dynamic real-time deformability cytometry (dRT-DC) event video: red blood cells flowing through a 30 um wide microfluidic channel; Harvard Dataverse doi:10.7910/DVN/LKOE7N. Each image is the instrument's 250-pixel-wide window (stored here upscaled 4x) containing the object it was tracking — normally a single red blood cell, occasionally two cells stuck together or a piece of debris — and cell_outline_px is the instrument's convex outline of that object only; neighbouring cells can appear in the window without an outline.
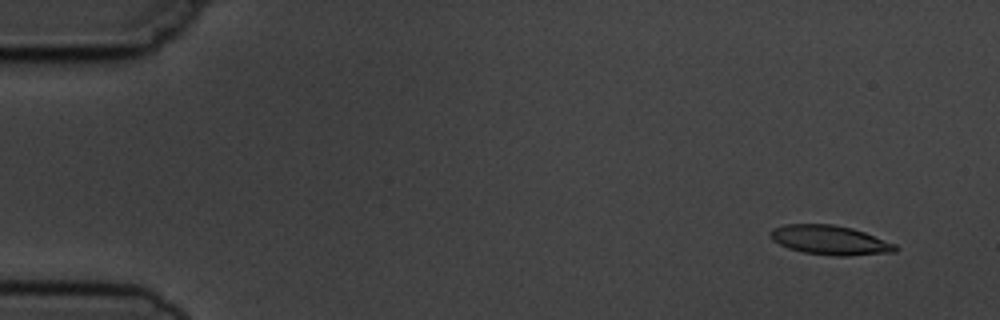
{"species": "common noctule bat (a hibernating species)", "species_latin": "Nyctalus noctula", "temperature_condition": "cold", "stored_images_in_passage": 8, "camera_frame_rate_fps": 3000, "um_per_image_px": 0.085, "animal": {"sex": "male", "body_mass_g": 19.5, "forearm_length_mm": 54.6}, "frame": {"image": 1, "passage_image": 1, "time_ms": 0.0, "image_size_px": [1000, 320], "cell_outline_px": [[896, 252], [848, 256], [832, 256], [804, 252], [788, 248], [772, 240], [768, 236], [768, 232], [772, 228], [788, 224], [832, 224], [852, 228], [864, 232], [896, 244]], "centroid_in_image_um": [70.52, 20.41], "position_along_channel_um": 14.5, "area_um2": 21.44}}
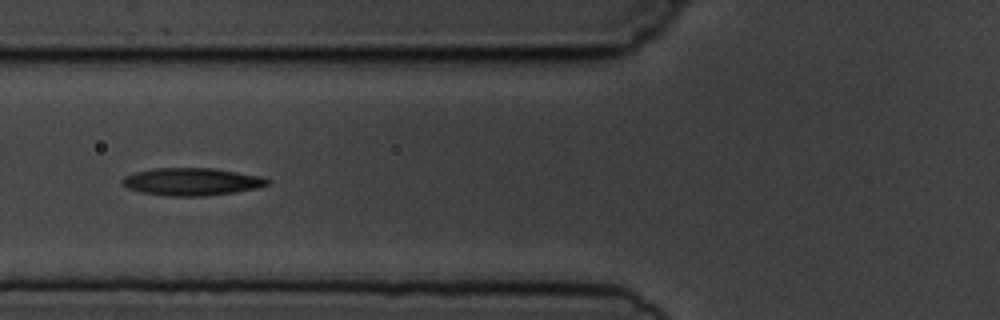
{"frame": {"image": 2, "passage_image": 6, "time_ms": 5.667, "image_size_px": [1000, 320], "cell_outline_px": [[268, 184], [260, 188], [204, 196], [168, 196], [140, 192], [128, 188], [120, 184], [120, 180], [124, 176], [136, 172], [152, 168], [216, 168], [260, 176], [268, 180]], "centroid_in_image_um": [16.25, 15.44], "position_along_channel_um": 109.6, "area_um2": 23.35}}
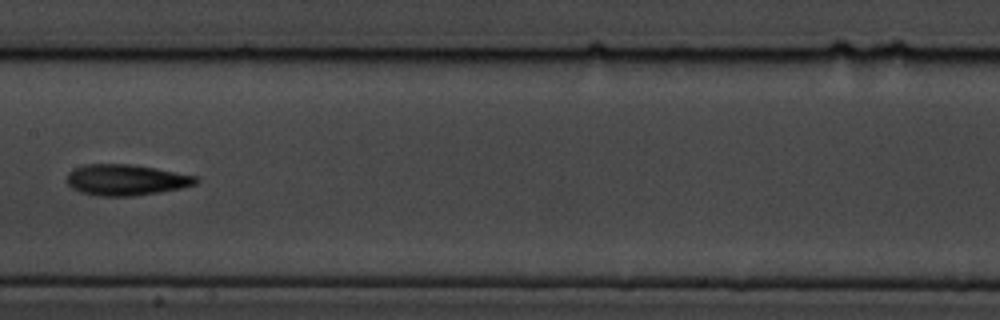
{"frame": {"image": 3, "passage_image": 8, "time_ms": 8.0, "image_size_px": [1000, 320], "cell_outline_px": [[200, 180], [196, 184], [180, 188], [160, 192], [132, 196], [96, 196], [80, 192], [72, 188], [68, 184], [68, 172], [72, 168], [84, 164], [132, 164], [156, 168], [196, 176]], "centroid_in_image_um": [10.69, 15.29], "position_along_channel_um": 196.7, "area_um2": 23.41}}